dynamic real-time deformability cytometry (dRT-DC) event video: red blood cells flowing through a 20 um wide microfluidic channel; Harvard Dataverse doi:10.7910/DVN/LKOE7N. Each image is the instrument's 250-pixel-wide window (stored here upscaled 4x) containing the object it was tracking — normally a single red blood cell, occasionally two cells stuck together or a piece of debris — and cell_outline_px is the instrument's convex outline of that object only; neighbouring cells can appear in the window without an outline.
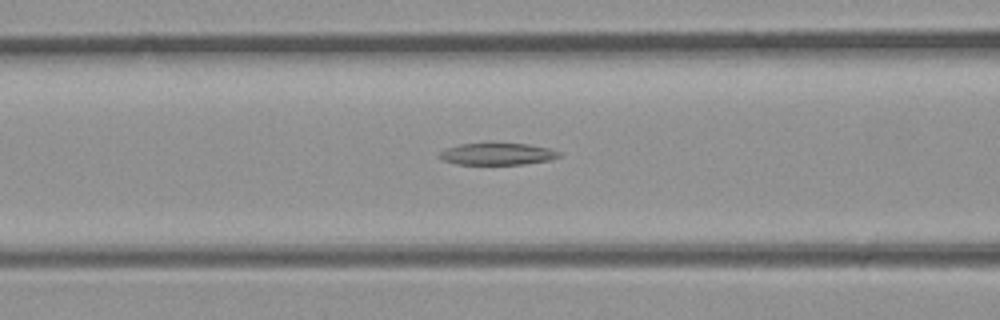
{"species": "common noctule bat (a hibernating species)", "species_latin": "Nyctalus noctula", "temperature_condition": "room temperature", "stored_images_in_passage": 29, "segment_of_instrument_passage": [1, 2], "camera_frame_rate_fps": 3000, "um_per_image_px": 0.085, "animal": {"sex": "male", "body_mass_g": 23.1, "forearm_length_mm": 52.7}, "frame": {"image": 1, "passage_image": 13, "time_ms": 4.0, "image_size_px": [1000, 320], "cell_outline_px": [[560, 156], [548, 160], [524, 164], [456, 164], [444, 160], [436, 156], [444, 148], [460, 144], [528, 144], [548, 148], [560, 152]], "centroid_in_image_um": [42.22, 13.09], "position_along_channel_um": 124.4, "area_um2": 15.03}}
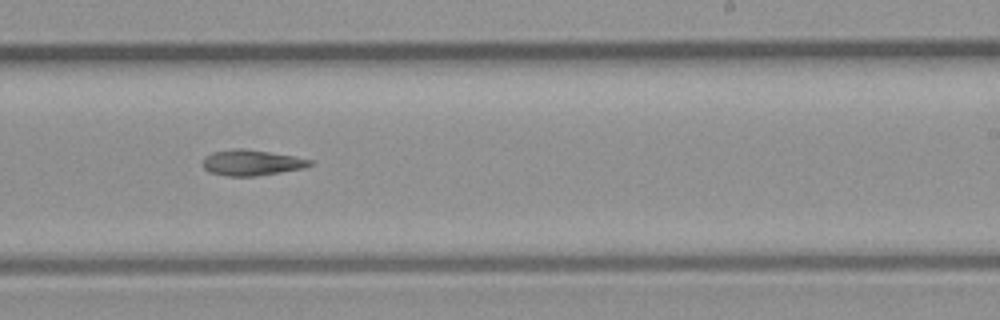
{"frame": {"image": 2, "passage_image": 20, "time_ms": 6.333, "image_size_px": [1000, 320], "cell_outline_px": [[312, 164], [304, 168], [256, 176], [224, 176], [208, 172], [204, 168], [204, 156], [212, 152], [236, 148], [244, 148], [292, 156], [312, 160]], "centroid_in_image_um": [21.34, 13.83], "position_along_channel_um": 267.7, "area_um2": 15.95}}
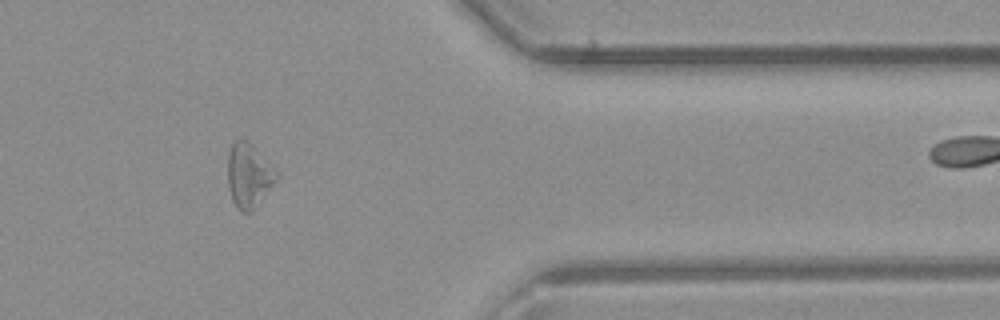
{"frame": {"image": 3, "passage_image": 27, "time_ms": 8.667, "image_size_px": [1000, 320], "cell_outline_px": [[280, 176], [252, 212], [244, 212], [232, 200], [228, 188], [228, 152], [232, 144], [236, 140], [244, 140], [252, 144], [280, 172]], "centroid_in_image_um": [21.18, 14.9], "position_along_channel_um": 390.2, "area_um2": 18.32}}